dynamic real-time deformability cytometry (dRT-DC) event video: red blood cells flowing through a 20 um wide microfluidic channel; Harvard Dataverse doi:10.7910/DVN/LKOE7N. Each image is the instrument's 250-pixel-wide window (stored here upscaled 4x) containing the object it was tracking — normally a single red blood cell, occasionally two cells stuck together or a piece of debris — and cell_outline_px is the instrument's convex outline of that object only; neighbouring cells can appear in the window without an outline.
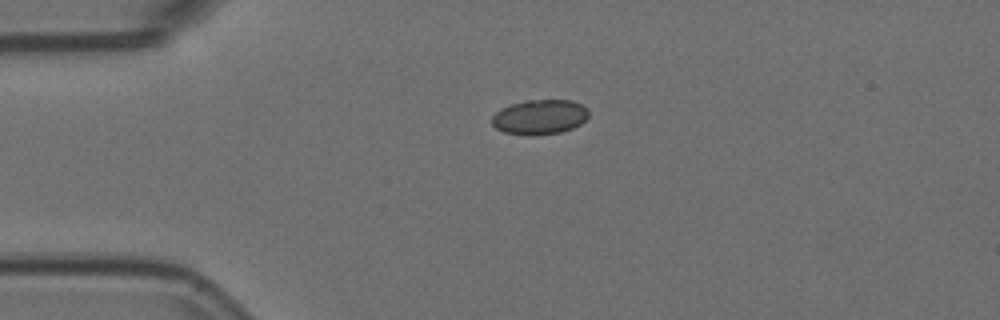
{"species": "Egyptian fruit bat (a non-hibernating species)", "species_latin": "Rousettus aegyptiacus", "temperature_condition": "room temperature", "stored_images_in_passage": 2, "camera_frame_rate_fps": 3000, "um_per_image_px": 0.085, "animal": {"sex": "female"}, "frame": {"image": 1, "passage_image": 1, "time_ms": 0.0, "image_size_px": [1000, 320], "cell_outline_px": [[588, 116], [580, 124], [572, 128], [560, 132], [536, 136], [528, 136], [504, 132], [496, 128], [492, 124], [492, 116], [496, 112], [512, 104], [524, 100], [572, 100], [588, 108]], "centroid_in_image_um": [45.88, 9.95], "position_along_channel_um": 39.1, "area_um2": 19.65}}